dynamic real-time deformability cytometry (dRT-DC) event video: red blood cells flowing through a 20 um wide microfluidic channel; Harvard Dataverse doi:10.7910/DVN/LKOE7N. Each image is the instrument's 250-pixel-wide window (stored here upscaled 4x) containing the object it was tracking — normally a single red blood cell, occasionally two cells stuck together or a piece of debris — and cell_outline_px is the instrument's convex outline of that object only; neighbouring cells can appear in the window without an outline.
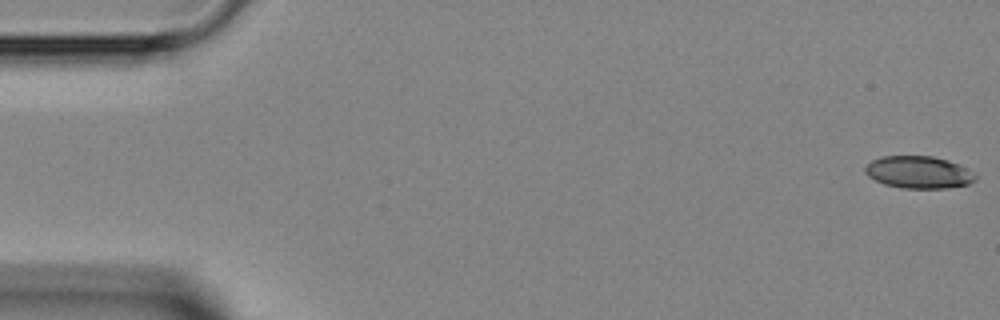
{"species": "Egyptian fruit bat (a non-hibernating species)", "species_latin": "Rousettus aegyptiacus", "temperature_condition": "room temperature", "stored_images_in_passage": 46, "camera_frame_rate_fps": 3000, "um_per_image_px": 0.085, "animal": {"sex": "female"}, "frame": {"image": 1, "passage_image": 1, "time_ms": 0.0, "image_size_px": [1000, 320], "cell_outline_px": [[976, 180], [968, 184], [948, 188], [904, 188], [884, 184], [868, 176], [864, 172], [864, 168], [872, 160], [880, 156], [932, 156], [948, 160], [960, 164], [968, 168], [976, 176]], "centroid_in_image_um": [78.1, 14.63], "position_along_channel_um": 6.9, "area_um2": 20.81}}
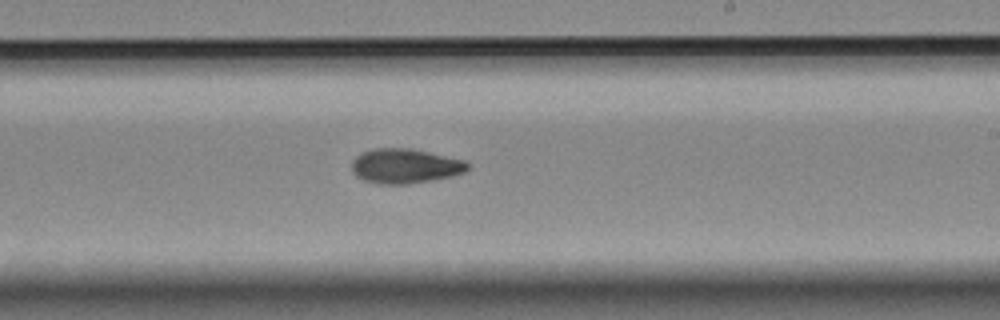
{"frame": {"image": 2, "passage_image": 27, "time_ms": 8.667, "image_size_px": [1000, 320], "cell_outline_px": [[468, 168], [464, 172], [452, 176], [432, 180], [408, 184], [380, 184], [364, 180], [356, 176], [352, 172], [352, 160], [360, 152], [372, 148], [412, 148], [464, 160], [468, 164]], "centroid_in_image_um": [34.39, 14.1], "position_along_channel_um": 254.6, "area_um2": 23.52}}
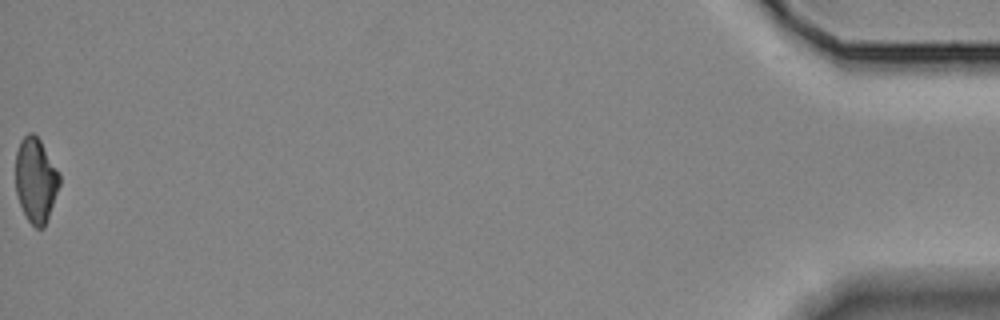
{"frame": {"image": 3, "passage_image": 46, "time_ms": 15.0, "image_size_px": [1000, 320], "cell_outline_px": [[60, 184], [44, 228], [36, 228], [28, 220], [20, 204], [16, 192], [16, 152], [20, 140], [28, 132], [32, 132], [40, 140], [60, 172]], "centroid_in_image_um": [3.04, 15.28], "position_along_channel_um": 432.2, "area_um2": 21.62}}